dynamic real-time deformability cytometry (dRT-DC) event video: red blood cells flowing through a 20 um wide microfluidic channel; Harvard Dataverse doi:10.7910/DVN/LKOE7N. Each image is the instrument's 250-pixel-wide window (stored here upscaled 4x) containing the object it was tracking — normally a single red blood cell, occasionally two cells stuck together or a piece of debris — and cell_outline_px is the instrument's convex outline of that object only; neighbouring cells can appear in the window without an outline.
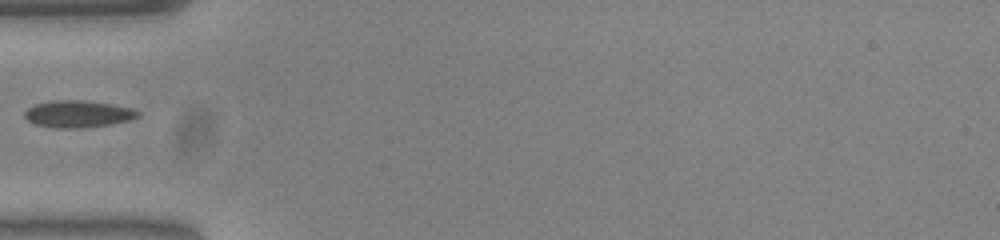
{"species": "common noctule bat (a hibernating species)", "species_latin": "Nyctalus noctula", "temperature_condition": "warm", "stored_images_in_passage": 37, "camera_frame_rate_fps": 3000, "um_per_image_px": 0.085, "animal": {"sex": "female", "body_mass_g": 23.0, "forearm_length_mm": 53.4}, "frame": {"image": 1, "passage_image": 1, "time_ms": 0.0, "image_size_px": [1000, 240], "cell_outline_px": [[140, 116], [128, 120], [112, 124], [80, 128], [56, 128], [36, 124], [28, 120], [24, 116], [24, 112], [32, 104], [52, 100], [84, 100], [112, 104], [132, 108], [140, 112]], "centroid_in_image_um": [6.62, 9.67], "position_along_channel_um": 78.4, "area_um2": 17.92}}
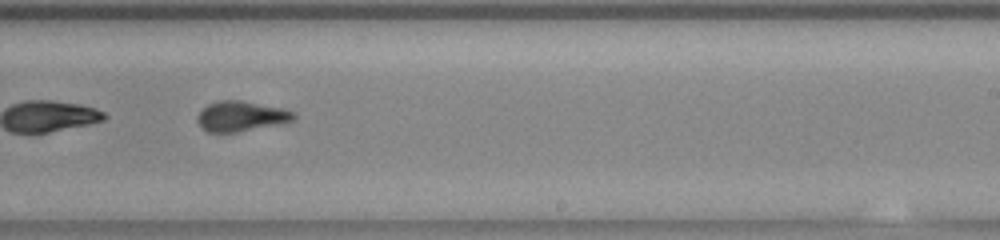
{"frame": {"image": 2, "passage_image": 16, "time_ms": 5.0, "image_size_px": [1000, 240], "cell_outline_px": [[296, 116], [292, 120], [236, 132], [208, 132], [196, 120], [196, 116], [208, 104], [216, 100], [240, 100], [284, 108], [296, 112]], "centroid_in_image_um": [20.47, 9.85], "position_along_channel_um": 268.5, "area_um2": 16.65}}
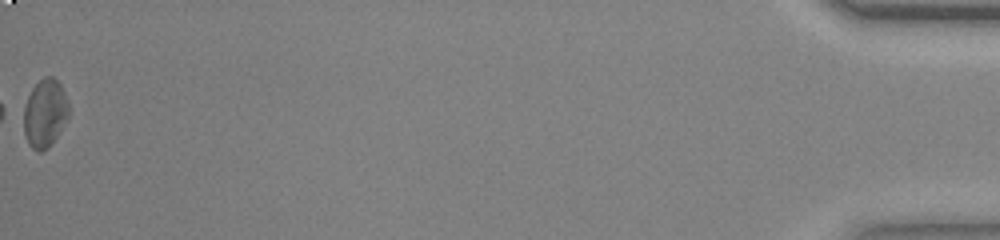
{"frame": {"image": 3, "passage_image": 37, "time_ms": 12.0, "image_size_px": [1000, 240], "cell_outline_px": [[68, 116], [56, 136], [48, 148], [40, 152], [36, 152], [28, 144], [16, 112], [32, 88], [44, 76], [52, 76], [60, 84], [64, 92], [68, 104]], "centroid_in_image_um": [3.68, 9.63], "position_along_channel_um": 431.5, "area_um2": 18.79}}